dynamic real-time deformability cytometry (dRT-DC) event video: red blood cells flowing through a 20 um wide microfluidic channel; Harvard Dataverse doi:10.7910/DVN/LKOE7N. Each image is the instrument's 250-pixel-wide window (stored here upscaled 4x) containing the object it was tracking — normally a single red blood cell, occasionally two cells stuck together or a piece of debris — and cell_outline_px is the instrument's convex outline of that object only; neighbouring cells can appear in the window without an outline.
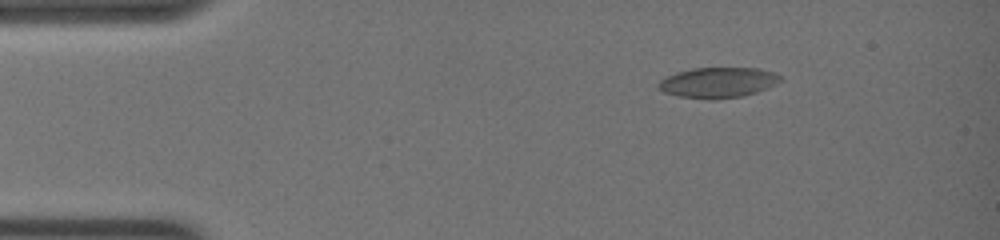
{"species": "common noctule bat (a hibernating species)", "species_latin": "Nyctalus noctula", "temperature_condition": "warm", "stored_images_in_passage": 6, "camera_frame_rate_fps": 3000, "um_per_image_px": 0.085, "animal": {"sex": "female", "body_mass_g": 19.0, "forearm_length_mm": 51.5}, "frame": {"image": 1, "passage_image": 1, "time_ms": 0.0, "image_size_px": [1000, 240], "cell_outline_px": [[784, 80], [756, 92], [740, 96], [712, 100], [680, 96], [664, 92], [656, 88], [660, 80], [676, 72], [692, 68], [760, 68], [772, 72], [780, 76]], "centroid_in_image_um": [61.01, 7.01], "position_along_channel_um": 24.0, "area_um2": 21.5}}